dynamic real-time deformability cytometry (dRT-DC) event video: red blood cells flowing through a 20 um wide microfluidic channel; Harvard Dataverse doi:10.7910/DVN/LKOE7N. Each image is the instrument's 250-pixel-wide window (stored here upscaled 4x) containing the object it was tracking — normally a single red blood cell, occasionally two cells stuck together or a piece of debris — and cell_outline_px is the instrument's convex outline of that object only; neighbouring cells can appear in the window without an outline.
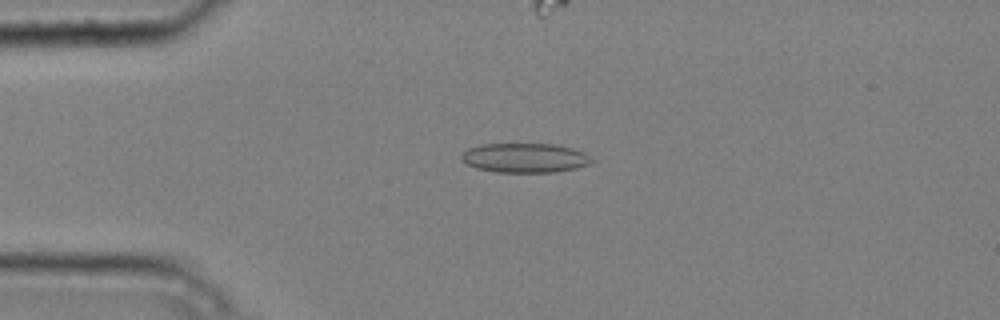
{"species": "common noctule bat (a hibernating species)", "species_latin": "Nyctalus noctula", "temperature_condition": "cold", "stored_images_in_passage": 6, "camera_frame_rate_fps": 3000, "um_per_image_px": 0.085, "animal": {"sex": "male", "body_mass_g": 20.4}, "frame": {"image": 1, "passage_image": 2, "time_ms": 0.333, "image_size_px": [1000, 320], "cell_outline_px": [[596, 160], [588, 164], [576, 168], [556, 172], [496, 172], [476, 168], [468, 164], [460, 156], [468, 148], [480, 144], [556, 144], [572, 148], [584, 152]], "centroid_in_image_um": [44.65, 13.41], "position_along_channel_um": 40.4, "area_um2": 22.37}}